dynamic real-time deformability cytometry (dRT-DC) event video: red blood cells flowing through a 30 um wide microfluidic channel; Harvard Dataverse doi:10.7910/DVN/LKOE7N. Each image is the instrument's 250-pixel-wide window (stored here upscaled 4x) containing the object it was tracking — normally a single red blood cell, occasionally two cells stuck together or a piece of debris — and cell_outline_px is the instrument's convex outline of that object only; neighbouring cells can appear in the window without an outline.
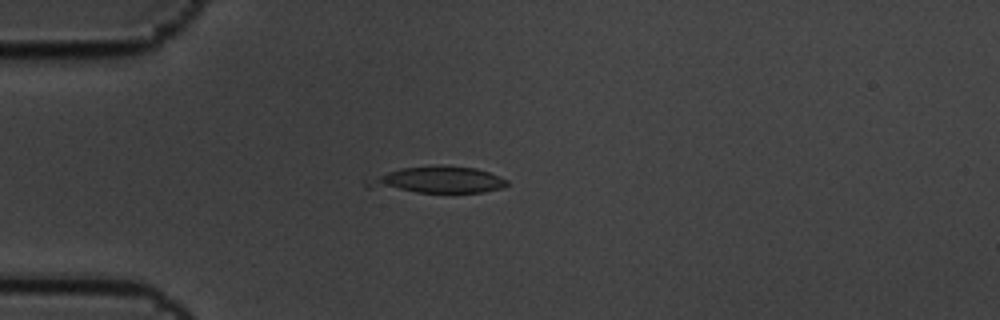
{"species": "common noctule bat (a hibernating species)", "species_latin": "Nyctalus noctula", "temperature_condition": "cold", "stored_images_in_passage": 12, "camera_frame_rate_fps": 3000, "um_per_image_px": 0.085, "animal": {"sex": "male", "body_mass_g": 19.5, "forearm_length_mm": 54.6}, "frame": {"image": 1, "passage_image": 1, "time_ms": 0.0, "image_size_px": [1000, 320], "cell_outline_px": [[508, 184], [504, 188], [484, 192], [416, 192], [368, 188], [360, 180], [364, 176], [400, 168], [440, 164], [476, 168], [500, 176], [508, 180]], "centroid_in_image_um": [37.05, 15.27], "position_along_channel_um": 48.0, "area_um2": 22.54}}
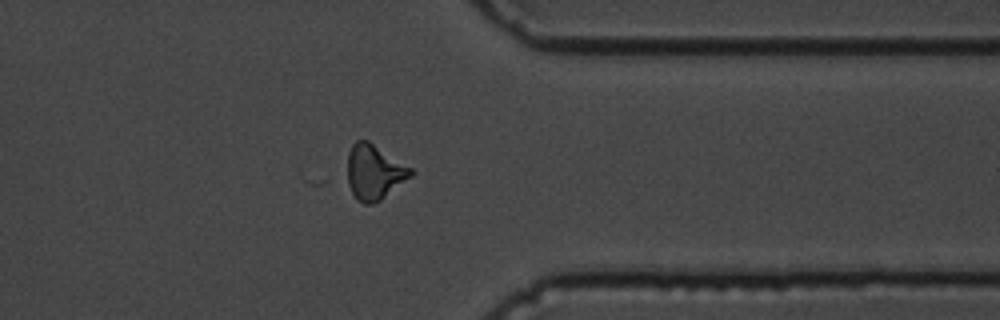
{"frame": {"image": 2, "passage_image": 10, "time_ms": 3.0, "image_size_px": [1000, 320], "cell_outline_px": [[416, 172], [412, 176], [380, 200], [372, 204], [364, 204], [356, 200], [340, 180], [348, 152], [352, 144], [356, 140], [368, 140], [412, 168]], "centroid_in_image_um": [31.67, 14.65], "position_along_channel_um": 379.7, "area_um2": 21.62}}